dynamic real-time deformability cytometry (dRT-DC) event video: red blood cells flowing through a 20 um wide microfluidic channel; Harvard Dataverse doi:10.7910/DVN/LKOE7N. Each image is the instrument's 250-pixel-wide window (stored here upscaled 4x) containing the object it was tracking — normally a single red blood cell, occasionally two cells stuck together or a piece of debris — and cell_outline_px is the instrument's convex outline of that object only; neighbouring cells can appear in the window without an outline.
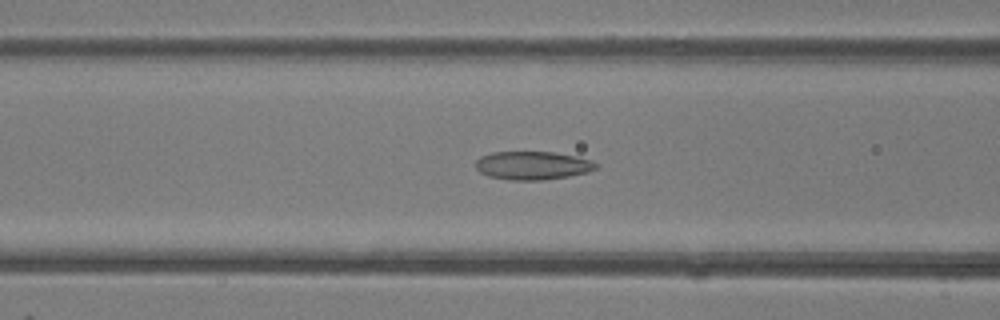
{"species": "common noctule bat (a hibernating species)", "species_latin": "Nyctalus noctula", "temperature_condition": "room temperature", "stored_images_in_passage": 47, "camera_frame_rate_fps": 3000, "um_per_image_px": 0.085, "animal": {"sex": "female"}, "frame": {"image": 1, "passage_image": 19, "time_ms": 6.0, "image_size_px": [1000, 320], "cell_outline_px": [[596, 168], [588, 172], [568, 176], [544, 180], [508, 180], [488, 176], [480, 172], [476, 168], [476, 160], [480, 156], [492, 152], [556, 152], [576, 156], [592, 160], [596, 164]], "centroid_in_image_um": [45.25, 14.06], "position_along_channel_um": 121.3, "area_um2": 19.94}}
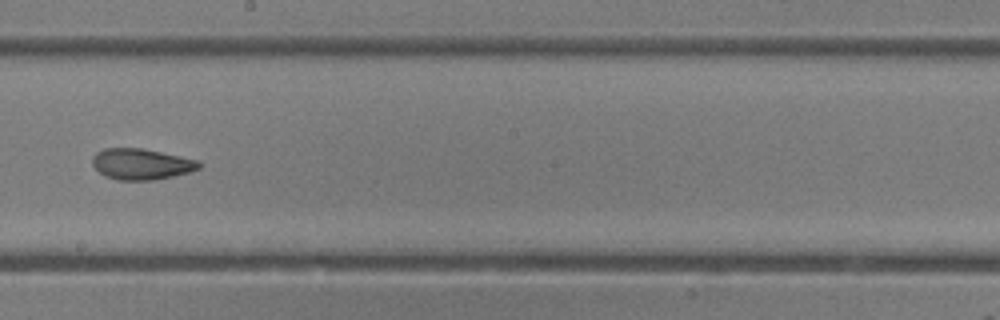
{"frame": {"image": 2, "passage_image": 27, "time_ms": 8.667, "image_size_px": [1000, 320], "cell_outline_px": [[200, 168], [192, 172], [156, 180], [116, 180], [104, 176], [92, 164], [92, 156], [96, 152], [104, 148], [144, 148], [200, 160]], "centroid_in_image_um": [12.04, 13.95], "position_along_channel_um": 236.2, "area_um2": 19.59}}
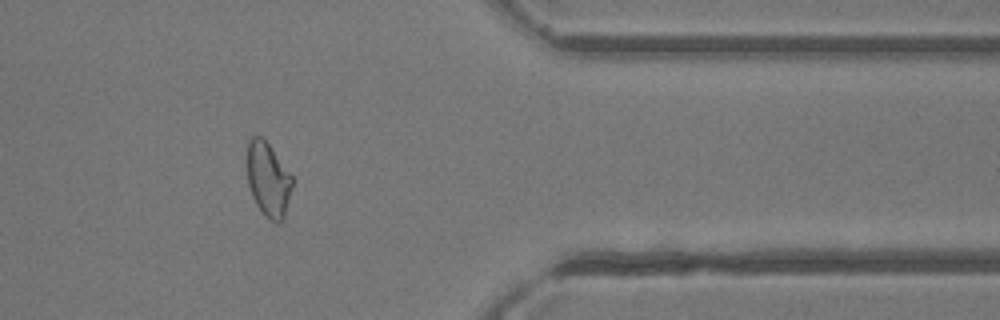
{"frame": {"image": 3, "passage_image": 39, "time_ms": 12.667, "image_size_px": [1000, 320], "cell_outline_px": [[292, 184], [284, 216], [276, 224], [256, 204], [252, 196], [248, 184], [244, 160], [248, 140], [252, 136], [260, 136], [268, 144], [292, 176]], "centroid_in_image_um": [22.72, 15.18], "position_along_channel_um": 388.7, "area_um2": 19.42}, "authors_computed_cell_mechanics": {"area_um2": 20.23, "velocity_mm_per_s": 4.2995, "shape_relaxation_time_tau1_ms": 7.2964, "shape_relaxation_time_tau2_ms": 1.9605, "deformation_change_tau1": 0.1694, "deformation_change_tau2": 0.0763}}